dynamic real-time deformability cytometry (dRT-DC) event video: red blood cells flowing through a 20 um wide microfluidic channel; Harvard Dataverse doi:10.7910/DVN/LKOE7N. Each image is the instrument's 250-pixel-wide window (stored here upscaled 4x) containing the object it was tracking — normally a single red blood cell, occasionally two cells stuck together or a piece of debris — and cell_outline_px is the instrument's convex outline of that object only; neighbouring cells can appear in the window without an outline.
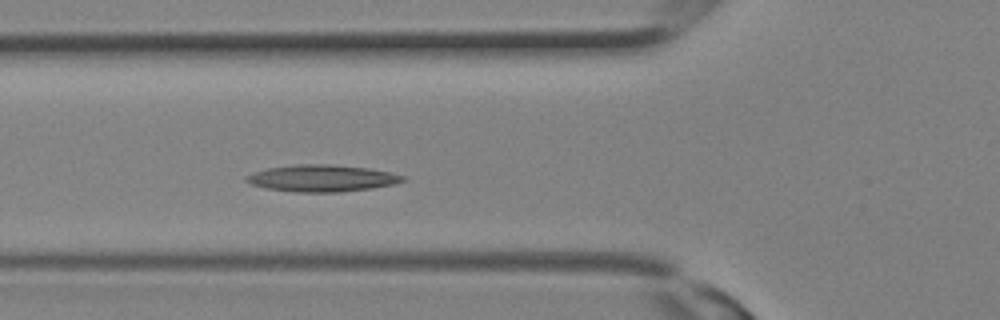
{"species": "Egyptian fruit bat (a non-hibernating species)", "species_latin": "Rousettus aegyptiacus", "temperature_condition": "room temperature", "stored_images_in_passage": 8, "camera_frame_rate_fps": 3000, "um_per_image_px": 0.085, "animal": {"sex": "female"}, "frame": {"image": 1, "passage_image": 8, "time_ms": 2.333, "image_size_px": [1000, 320], "cell_outline_px": [[408, 180], [392, 184], [372, 188], [340, 192], [296, 192], [268, 188], [252, 184], [244, 180], [244, 176], [252, 172], [268, 168], [296, 164], [328, 164], [368, 168], [388, 172], [404, 176]], "centroid_in_image_um": [27.34, 15.14], "position_along_channel_um": 98.5, "area_um2": 24.33}}